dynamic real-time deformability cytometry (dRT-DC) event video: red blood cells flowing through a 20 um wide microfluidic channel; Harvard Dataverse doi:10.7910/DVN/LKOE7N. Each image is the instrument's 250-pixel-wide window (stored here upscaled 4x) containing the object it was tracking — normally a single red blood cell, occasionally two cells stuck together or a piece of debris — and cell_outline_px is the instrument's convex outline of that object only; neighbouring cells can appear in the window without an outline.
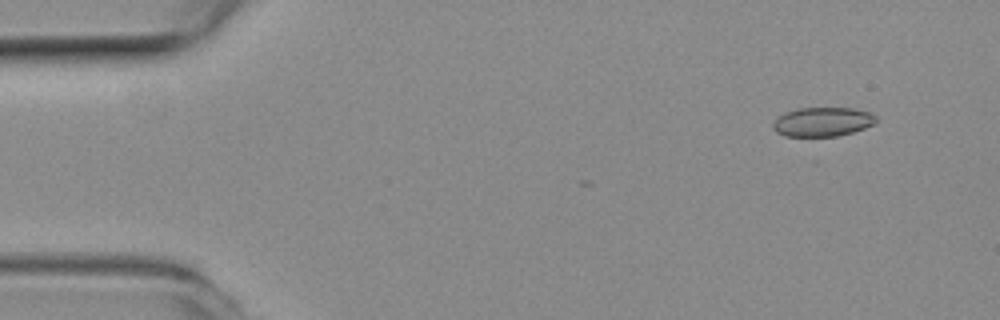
{"species": "common noctule bat (a hibernating species)", "species_latin": "Nyctalus noctula", "temperature_condition": "room temperature", "stored_images_in_passage": 8, "camera_frame_rate_fps": 3000, "um_per_image_px": 0.085, "animal": {"sex": "female", "body_mass_g": 19.3, "forearm_length_mm": 54.1}, "frame": {"image": 1, "passage_image": 5, "time_ms": 1.333, "image_size_px": [1000, 320], "cell_outline_px": [[876, 120], [872, 124], [864, 128], [852, 132], [836, 136], [784, 136], [776, 132], [772, 128], [772, 124], [784, 112], [796, 108], [852, 108], [868, 112], [876, 116]], "centroid_in_image_um": [69.88, 10.35], "position_along_channel_um": 15.1, "area_um2": 17.4}}